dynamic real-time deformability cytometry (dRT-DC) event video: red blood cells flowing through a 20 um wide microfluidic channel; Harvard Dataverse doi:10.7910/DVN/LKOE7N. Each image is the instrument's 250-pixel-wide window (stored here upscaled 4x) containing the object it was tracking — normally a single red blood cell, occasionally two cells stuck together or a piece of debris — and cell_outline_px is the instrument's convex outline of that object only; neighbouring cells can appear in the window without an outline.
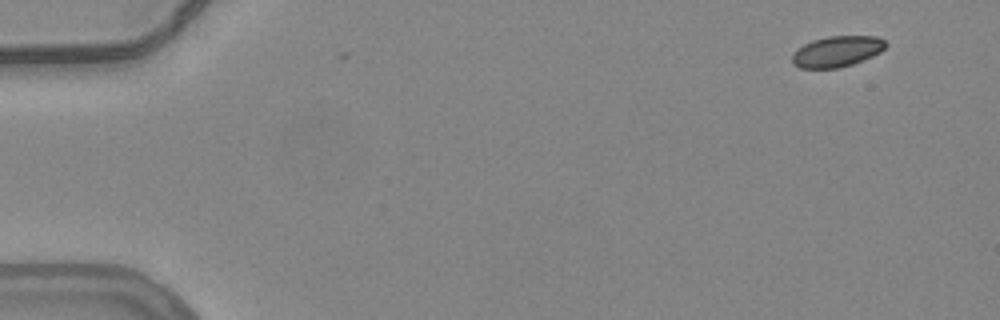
{"species": "common noctule bat (a hibernating species)", "species_latin": "Nyctalus noctula", "temperature_condition": "warm", "stored_images_in_passage": 2, "camera_frame_rate_fps": 3000, "um_per_image_px": 0.085, "animal": {"sex": "female", "body_mass_g": 24.6, "forearm_length_mm": 56.2}, "frame": {"image": 1, "passage_image": 1, "time_ms": 0.0, "image_size_px": [1000, 320], "cell_outline_px": [[888, 44], [880, 52], [872, 56], [852, 64], [840, 68], [800, 68], [792, 64], [792, 52], [804, 44], [812, 40], [828, 36], [876, 36], [884, 40]], "centroid_in_image_um": [71.12, 4.37], "position_along_channel_um": 13.9, "area_um2": 16.88}}